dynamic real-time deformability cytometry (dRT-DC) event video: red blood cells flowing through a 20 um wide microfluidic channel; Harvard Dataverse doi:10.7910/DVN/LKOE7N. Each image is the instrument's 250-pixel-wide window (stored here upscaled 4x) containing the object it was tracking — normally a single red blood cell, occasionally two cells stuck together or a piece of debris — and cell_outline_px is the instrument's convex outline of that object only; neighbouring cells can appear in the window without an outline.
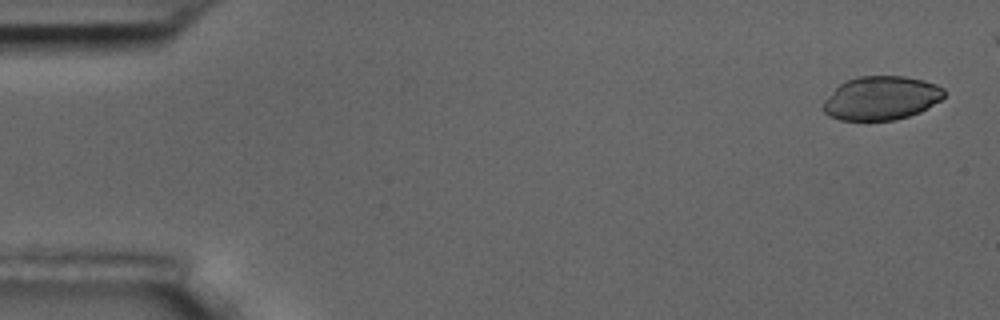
{"species": "common noctule bat (a hibernating species)", "species_latin": "Nyctalus noctula", "temperature_condition": "room temperature", "stored_images_in_passage": 5, "camera_frame_rate_fps": 3000, "um_per_image_px": 0.085, "animal": {"sex": "male", "body_mass_g": 17.5, "forearm_length_mm": 52.3}, "frame": {"image": 1, "passage_image": 1, "time_ms": 0.0, "image_size_px": [1000, 320], "cell_outline_px": [[944, 96], [940, 100], [928, 108], [920, 112], [896, 120], [840, 120], [828, 116], [824, 112], [824, 100], [840, 84], [856, 76], [904, 76], [924, 80], [936, 84], [944, 88]], "centroid_in_image_um": [74.92, 8.34], "position_along_channel_um": 10.1, "area_um2": 30.81}}